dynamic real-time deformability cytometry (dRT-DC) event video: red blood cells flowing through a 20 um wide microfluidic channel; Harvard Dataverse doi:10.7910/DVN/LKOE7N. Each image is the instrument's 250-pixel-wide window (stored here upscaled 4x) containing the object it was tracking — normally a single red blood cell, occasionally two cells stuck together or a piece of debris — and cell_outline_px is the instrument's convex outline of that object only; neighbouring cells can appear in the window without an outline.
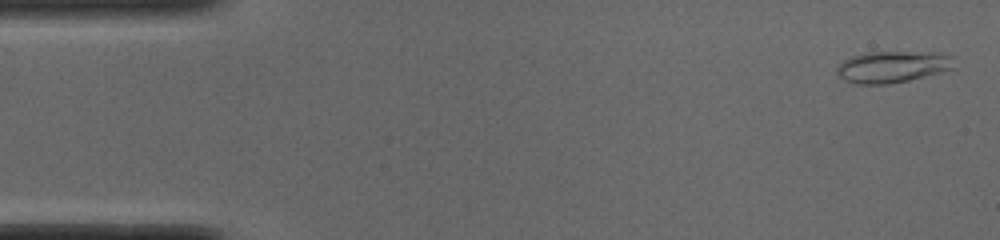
{"species": "common noctule bat (a hibernating species)", "species_latin": "Nyctalus noctula", "temperature_condition": "cold", "stored_images_in_passage": 51, "camera_frame_rate_fps": 3000, "um_per_image_px": 0.085, "animal": {"sex": "male", "body_mass_g": 19.0, "forearm_length_mm": 50.8}, "frame": {"image": 1, "passage_image": 2, "time_ms": 0.333, "image_size_px": [1000, 240], "cell_outline_px": [[956, 68], [908, 80], [888, 84], [856, 84], [844, 80], [836, 72], [836, 68], [844, 60], [852, 56], [864, 52], [940, 52], [952, 56]], "centroid_in_image_um": [75.88, 5.67], "position_along_channel_um": 9.1, "area_um2": 21.68}}
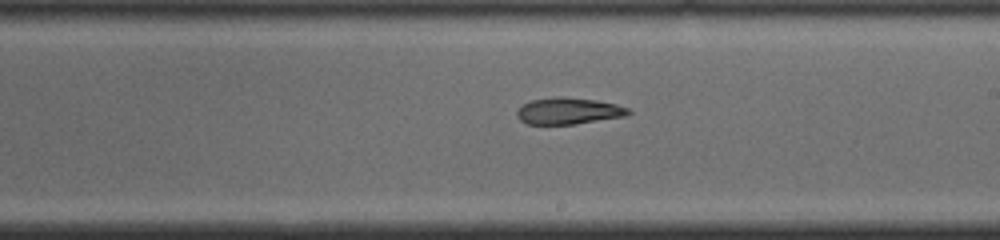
{"frame": {"image": 2, "passage_image": 29, "time_ms": 9.333, "image_size_px": [1000, 240], "cell_outline_px": [[632, 112], [624, 116], [572, 124], [528, 124], [520, 120], [516, 116], [516, 112], [524, 104], [532, 100], [560, 96], [596, 100], [616, 104], [628, 108]], "centroid_in_image_um": [48.31, 9.43], "position_along_channel_um": 240.7, "area_um2": 16.99}}
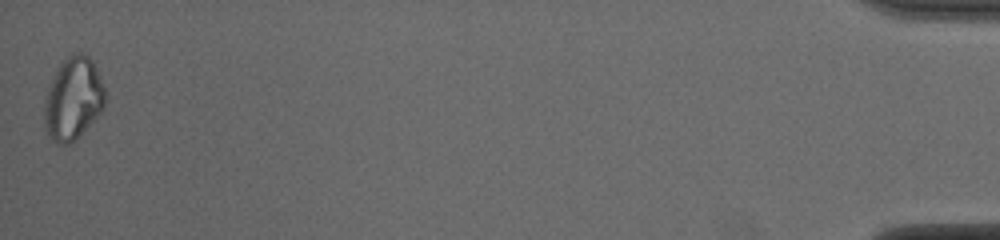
{"frame": {"image": 3, "passage_image": 51, "time_ms": 16.667, "image_size_px": [1000, 240], "cell_outline_px": [[104, 108], [68, 144], [56, 144], [48, 136], [44, 128], [44, 100], [48, 88], [56, 68], [68, 56], [76, 52], [84, 52], [92, 60], [100, 76], [104, 88]], "centroid_in_image_um": [6.18, 8.35], "position_along_channel_um": 429.0, "area_um2": 28.9}, "authors_computed_cell_mechanics": {"area_um2": 19.363, "velocity_mm_per_s": 3.9055, "shape_relaxation_time_tau1_ms": null, "shape_relaxation_time_tau2_ms": 2.7018, "deformation_change_tau1": null, "deformation_change_tau2": 0.0821}}